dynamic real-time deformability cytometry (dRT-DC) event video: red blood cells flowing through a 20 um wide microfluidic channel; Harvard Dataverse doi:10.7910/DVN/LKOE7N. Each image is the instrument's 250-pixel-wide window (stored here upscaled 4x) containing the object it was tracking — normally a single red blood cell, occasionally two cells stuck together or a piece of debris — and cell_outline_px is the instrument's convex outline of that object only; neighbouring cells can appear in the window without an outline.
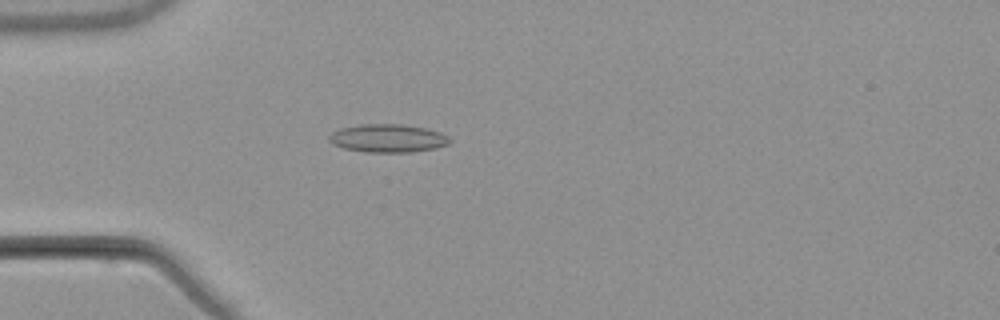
{"species": "common noctule bat (a hibernating species)", "species_latin": "Nyctalus noctula", "temperature_condition": "warm", "stored_images_in_passage": 5, "camera_frame_rate_fps": 3000, "um_per_image_px": 0.085, "animal": {"sex": "male", "body_mass_g": 21.5, "forearm_length_mm": 52.0}, "frame": {"image": 1, "passage_image": 4, "time_ms": 3.667, "image_size_px": [1000, 320], "cell_outline_px": [[452, 140], [448, 144], [436, 148], [412, 152], [368, 152], [344, 148], [332, 144], [328, 140], [328, 136], [332, 132], [340, 128], [360, 124], [400, 124], [424, 128], [440, 132], [448, 136]], "centroid_in_image_um": [32.95, 11.75], "position_along_channel_um": 52.0, "area_um2": 19.83}}